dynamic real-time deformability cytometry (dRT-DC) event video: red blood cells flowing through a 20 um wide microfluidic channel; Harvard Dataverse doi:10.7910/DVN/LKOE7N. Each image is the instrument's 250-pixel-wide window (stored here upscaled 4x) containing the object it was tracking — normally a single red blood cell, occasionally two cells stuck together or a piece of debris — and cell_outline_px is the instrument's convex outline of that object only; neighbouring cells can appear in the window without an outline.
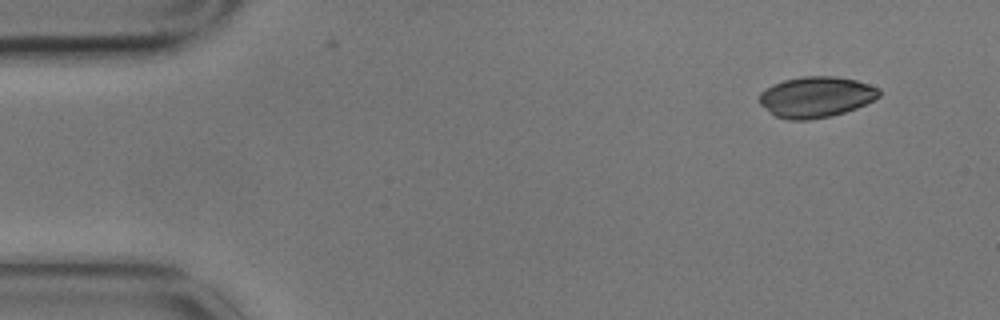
{"species": "common noctule bat (a hibernating species)", "species_latin": "Nyctalus noctula", "temperature_condition": "cold", "stored_images_in_passage": 4, "camera_frame_rate_fps": 3000, "um_per_image_px": 0.085, "animal": {"sex": "male", "body_mass_g": 17.9}, "frame": {"image": 1, "passage_image": 1, "time_ms": 0.0, "image_size_px": [1000, 320], "cell_outline_px": [[880, 96], [856, 108], [832, 116], [808, 120], [788, 120], [776, 116], [760, 104], [760, 92], [772, 84], [784, 80], [804, 76], [836, 76], [856, 80], [880, 88]], "centroid_in_image_um": [69.36, 8.24], "position_along_channel_um": 15.6, "area_um2": 28.44}}
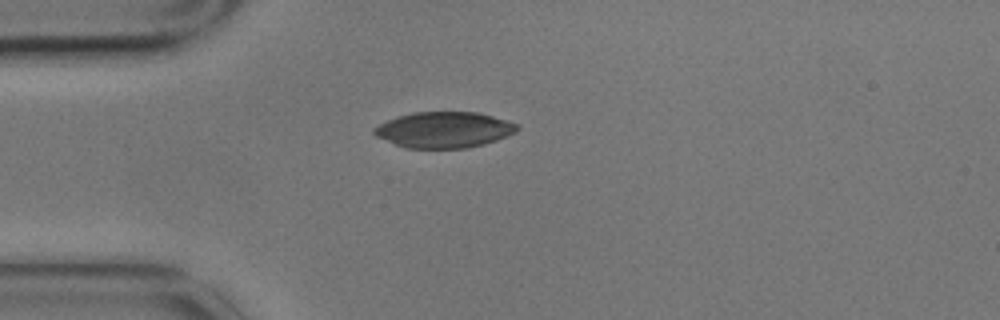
{"frame": {"image": 2, "passage_image": 4, "time_ms": 1.0, "image_size_px": [1000, 320], "cell_outline_px": [[520, 128], [516, 132], [496, 140], [484, 144], [464, 148], [408, 148], [396, 144], [376, 136], [372, 132], [372, 128], [396, 116], [412, 112], [480, 112], [508, 120], [520, 124]], "centroid_in_image_um": [37.78, 11.02], "position_along_channel_um": 47.2, "area_um2": 30.06}}